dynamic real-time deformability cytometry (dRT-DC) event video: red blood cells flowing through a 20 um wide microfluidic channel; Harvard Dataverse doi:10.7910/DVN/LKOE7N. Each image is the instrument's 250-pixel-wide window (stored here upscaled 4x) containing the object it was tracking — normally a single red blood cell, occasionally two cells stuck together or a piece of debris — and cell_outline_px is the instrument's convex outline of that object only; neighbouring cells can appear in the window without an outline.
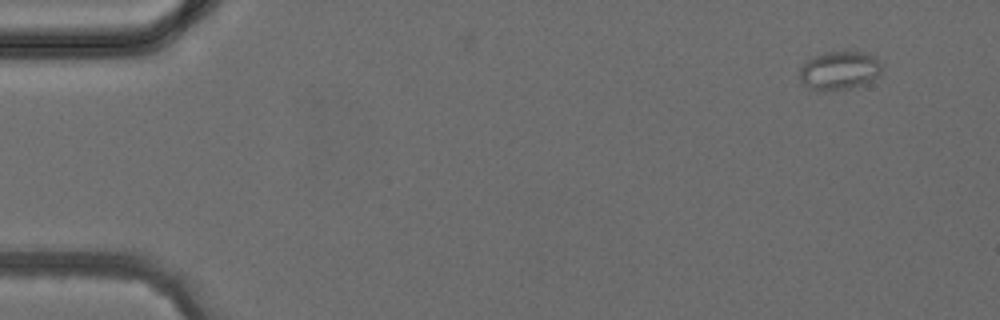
{"species": "common noctule bat (a hibernating species)", "species_latin": "Nyctalus noctula", "temperature_condition": "cold", "stored_images_in_passage": 4, "camera_frame_rate_fps": 3000, "um_per_image_px": 0.085, "animal": {"sex": "female", "body_mass_g": 24.6, "forearm_length_mm": 56.2}, "frame": {"image": 1, "passage_image": 1, "time_ms": 0.0, "image_size_px": [1000, 320], "cell_outline_px": [[880, 72], [872, 80], [848, 88], [812, 88], [804, 84], [800, 80], [800, 68], [808, 60], [824, 52], [864, 52], [876, 56], [880, 64]], "centroid_in_image_um": [71.36, 5.94], "position_along_channel_um": 13.6, "area_um2": 17.57}}
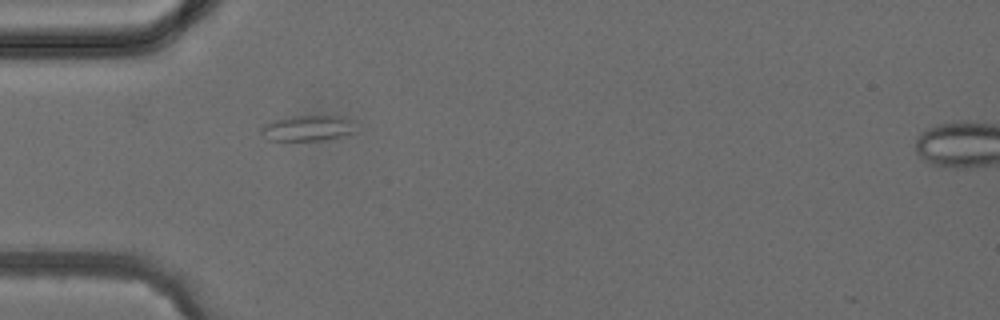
{"frame": {"image": 2, "passage_image": 3, "time_ms": 3.333, "image_size_px": [1000, 320], "cell_outline_px": [[356, 132], [344, 136], [324, 140], [272, 140], [260, 132], [260, 128], [264, 124], [272, 120], [284, 116], [344, 116], [356, 120]], "centroid_in_image_um": [26.24, 10.87], "position_along_channel_um": 58.8, "area_um2": 14.51}}